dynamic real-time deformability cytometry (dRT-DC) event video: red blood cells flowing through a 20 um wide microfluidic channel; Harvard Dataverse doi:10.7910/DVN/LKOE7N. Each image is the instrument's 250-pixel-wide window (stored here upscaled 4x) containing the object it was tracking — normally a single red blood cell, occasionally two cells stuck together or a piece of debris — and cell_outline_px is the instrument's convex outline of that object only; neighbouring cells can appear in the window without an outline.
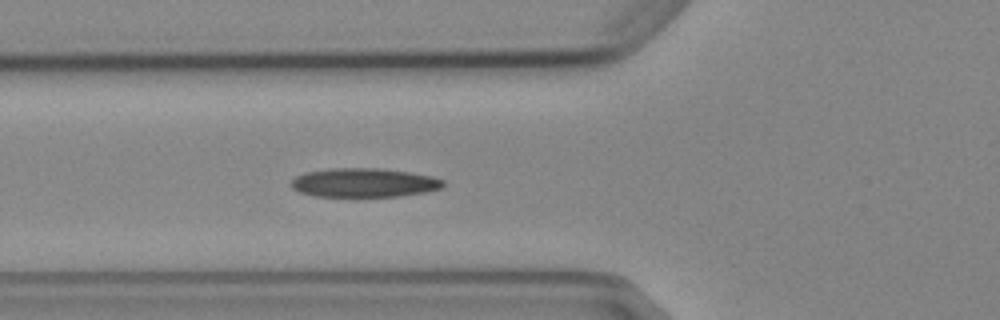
{"species": "Egyptian fruit bat (a non-hibernating species)", "species_latin": "Rousettus aegyptiacus", "temperature_condition": "cold", "stored_images_in_passage": 2, "camera_frame_rate_fps": 3000, "um_per_image_px": 0.085, "animal": {"sex": "female"}, "frame": {"image": 1, "passage_image": 2, "time_ms": 1.0, "image_size_px": [1000, 320], "cell_outline_px": [[444, 188], [424, 192], [400, 196], [316, 196], [300, 192], [292, 188], [292, 180], [296, 176], [308, 172], [332, 168], [380, 168], [408, 172], [432, 176], [444, 180]], "centroid_in_image_um": [30.98, 15.52], "position_along_channel_um": 94.8, "area_um2": 25.49}}